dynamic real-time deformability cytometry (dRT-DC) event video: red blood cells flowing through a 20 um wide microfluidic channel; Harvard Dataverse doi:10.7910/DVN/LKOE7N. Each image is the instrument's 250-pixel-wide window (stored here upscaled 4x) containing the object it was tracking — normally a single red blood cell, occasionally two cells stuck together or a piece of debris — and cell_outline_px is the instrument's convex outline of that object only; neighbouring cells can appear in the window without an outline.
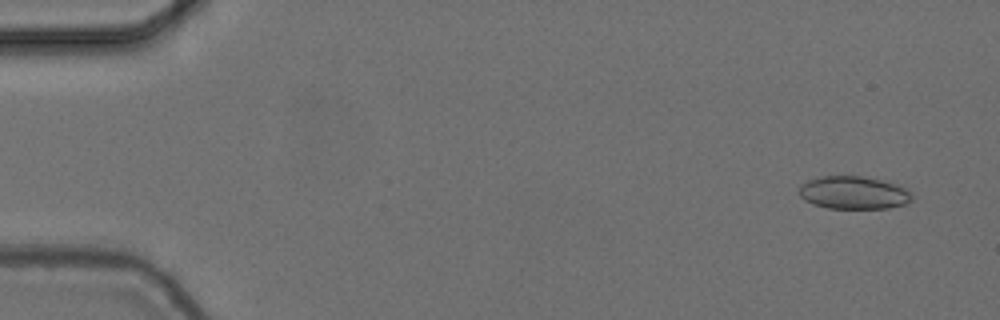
{"species": "common noctule bat (a hibernating species)", "species_latin": "Nyctalus noctula", "temperature_condition": "cold", "stored_images_in_passage": 56, "camera_frame_rate_fps": 3000, "um_per_image_px": 0.085, "animal": {"sex": "female", "body_mass_g": 24.6, "forearm_length_mm": 56.2}, "frame": {"image": 1, "passage_image": 4, "time_ms": 1.0, "image_size_px": [1000, 320], "cell_outline_px": [[912, 200], [904, 204], [888, 208], [828, 208], [812, 204], [804, 200], [800, 196], [800, 184], [808, 180], [820, 176], [860, 176], [880, 180], [896, 184], [908, 188], [912, 196]], "centroid_in_image_um": [72.55, 16.38], "position_along_channel_um": 12.5, "area_um2": 21.62}}
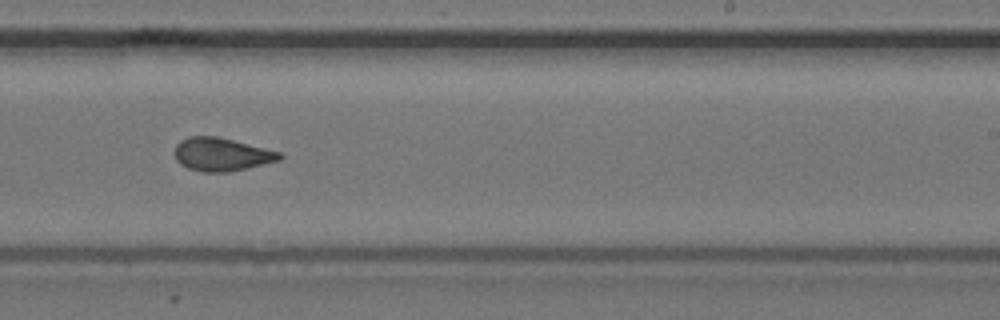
{"frame": {"image": 2, "passage_image": 35, "time_ms": 11.333, "image_size_px": [1000, 320], "cell_outline_px": [[284, 156], [280, 160], [248, 168], [228, 172], [200, 172], [188, 168], [180, 164], [176, 160], [176, 144], [180, 140], [188, 136], [220, 136], [280, 152]], "centroid_in_image_um": [18.84, 13.12], "position_along_channel_um": 270.2, "area_um2": 20.46}}
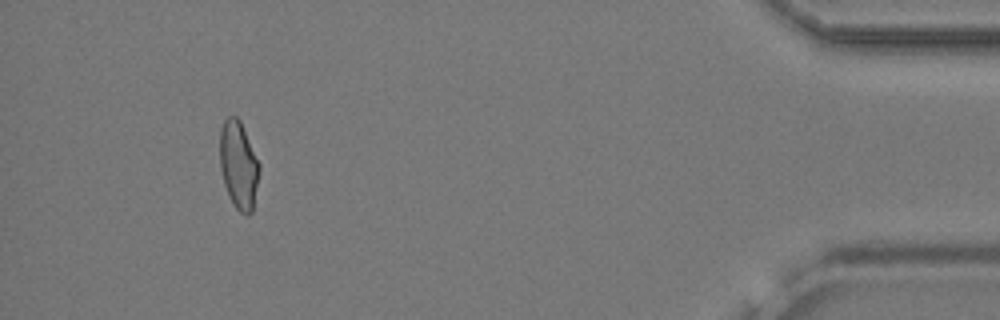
{"frame": {"image": 3, "passage_image": 52, "time_ms": 17.0, "image_size_px": [1000, 320], "cell_outline_px": [[260, 168], [252, 212], [248, 216], [244, 216], [232, 204], [224, 184], [220, 168], [220, 128], [224, 120], [228, 116], [236, 116], [240, 120], [260, 164]], "centroid_in_image_um": [20.27, 14.04], "position_along_channel_um": 414.9, "area_um2": 20.29}, "authors_computed_cell_mechanics": {"area_um2": 20.6924, "velocity_mm_per_s": 3.7221, "shape_relaxation_time_tau1_ms": null, "shape_relaxation_time_tau2_ms": 1.8256, "deformation_change_tau1": null, "deformation_change_tau2": 0.0638}}